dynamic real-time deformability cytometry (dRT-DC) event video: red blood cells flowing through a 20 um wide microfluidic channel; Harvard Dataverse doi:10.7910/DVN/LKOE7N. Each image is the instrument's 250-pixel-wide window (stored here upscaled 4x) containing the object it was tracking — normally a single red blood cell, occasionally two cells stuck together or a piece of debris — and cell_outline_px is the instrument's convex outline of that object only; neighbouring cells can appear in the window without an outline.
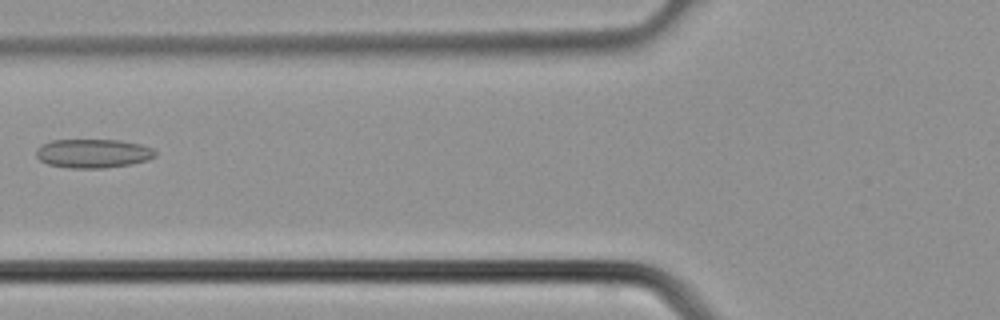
{"species": "common noctule bat (a hibernating species)", "species_latin": "Nyctalus noctula", "temperature_condition": "cold", "stored_images_in_passage": 24, "camera_frame_rate_fps": 3000, "um_per_image_px": 0.085, "animal": {"sex": "male", "body_mass_g": 21.5, "forearm_length_mm": 52.0}, "frame": {"image": 1, "passage_image": 6, "time_ms": 1.667, "image_size_px": [1000, 320], "cell_outline_px": [[156, 156], [148, 160], [132, 164], [104, 168], [68, 168], [48, 164], [40, 160], [36, 156], [36, 148], [40, 144], [52, 140], [120, 140], [140, 144], [152, 148], [156, 152]], "centroid_in_image_um": [7.9, 13.04], "position_along_channel_um": 117.9, "area_um2": 20.23}}
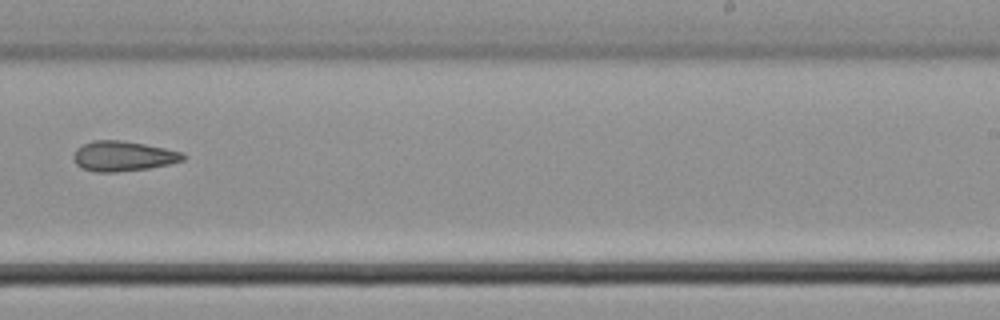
{"frame": {"image": 2, "passage_image": 15, "time_ms": 4.667, "image_size_px": [1000, 320], "cell_outline_px": [[188, 156], [184, 160], [168, 164], [148, 168], [116, 172], [96, 172], [80, 168], [72, 160], [72, 156], [76, 148], [92, 140], [120, 140], [144, 144], [184, 152]], "centroid_in_image_um": [10.44, 13.27], "position_along_channel_um": 278.6, "area_um2": 19.36}}
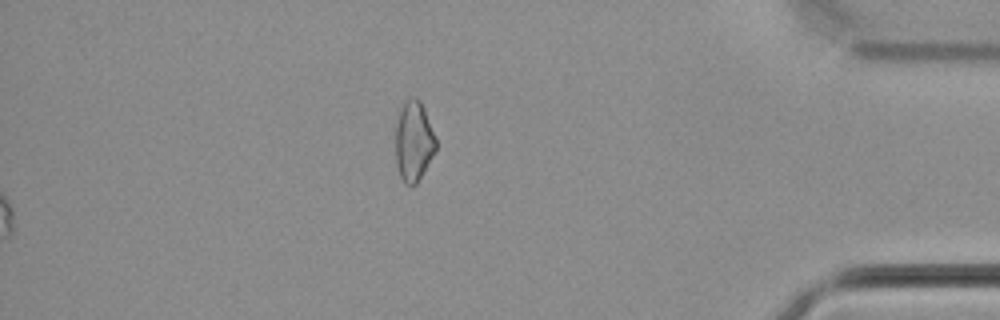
{"frame": {"image": 3, "passage_image": 24, "time_ms": 7.667, "image_size_px": [1000, 320], "cell_outline_px": [[436, 148], [432, 156], [416, 184], [412, 188], [404, 184], [400, 176], [396, 164], [396, 124], [404, 100], [408, 96], [416, 96], [420, 100], [424, 108], [436, 140]], "centroid_in_image_um": [35.14, 12.0], "position_along_channel_um": 400.1, "area_um2": 18.84}}